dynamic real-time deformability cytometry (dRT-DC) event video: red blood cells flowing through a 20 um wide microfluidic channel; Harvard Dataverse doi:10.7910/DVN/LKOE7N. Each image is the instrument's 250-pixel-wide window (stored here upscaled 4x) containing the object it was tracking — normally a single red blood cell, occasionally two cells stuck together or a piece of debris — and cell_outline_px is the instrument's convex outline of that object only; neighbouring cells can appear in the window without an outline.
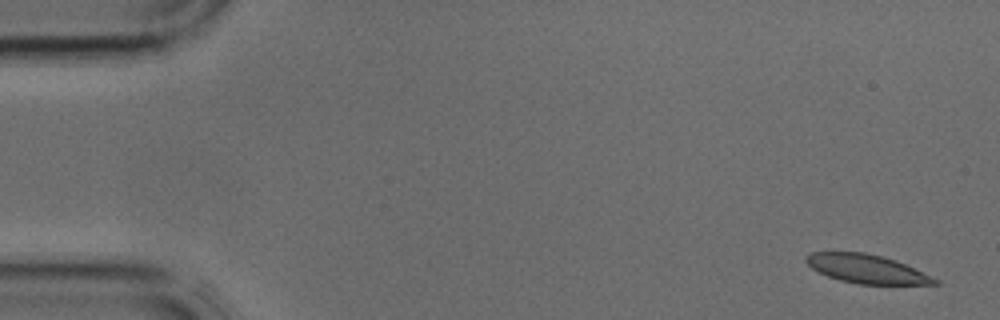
{"species": "common noctule bat (a hibernating species)", "species_latin": "Nyctalus noctula", "temperature_condition": "cold", "stored_images_in_passage": 5, "camera_frame_rate_fps": 3000, "um_per_image_px": 0.085, "animal": {"sex": "male", "body_mass_g": 17.9, "forearm_length_mm": 54.2}, "frame": {"image": 1, "passage_image": 1, "time_ms": 0.0, "image_size_px": [1000, 320], "cell_outline_px": [[940, 284], [860, 284], [840, 280], [828, 276], [812, 268], [804, 260], [812, 252], [864, 252], [896, 260], [940, 280]], "centroid_in_image_um": [73.68, 22.86], "position_along_channel_um": 11.3, "area_um2": 21.21}}